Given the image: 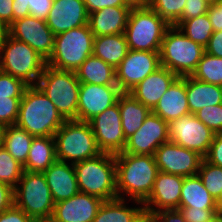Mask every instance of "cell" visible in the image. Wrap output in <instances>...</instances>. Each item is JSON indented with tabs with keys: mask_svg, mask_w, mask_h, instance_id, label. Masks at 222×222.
Segmentation results:
<instances>
[{
	"mask_svg": "<svg viewBox=\"0 0 222 222\" xmlns=\"http://www.w3.org/2000/svg\"><path fill=\"white\" fill-rule=\"evenodd\" d=\"M115 160L118 198L125 199L123 194H127L126 197H130L137 205L143 204L159 172L155 157L118 153L115 154Z\"/></svg>",
	"mask_w": 222,
	"mask_h": 222,
	"instance_id": "6da1fadb",
	"label": "cell"
},
{
	"mask_svg": "<svg viewBox=\"0 0 222 222\" xmlns=\"http://www.w3.org/2000/svg\"><path fill=\"white\" fill-rule=\"evenodd\" d=\"M65 121L37 85L27 87L20 100L18 127L34 137L54 136Z\"/></svg>",
	"mask_w": 222,
	"mask_h": 222,
	"instance_id": "7a4b0ae2",
	"label": "cell"
},
{
	"mask_svg": "<svg viewBox=\"0 0 222 222\" xmlns=\"http://www.w3.org/2000/svg\"><path fill=\"white\" fill-rule=\"evenodd\" d=\"M80 192L87 193L103 201L118 198L116 180V160L111 153L74 164Z\"/></svg>",
	"mask_w": 222,
	"mask_h": 222,
	"instance_id": "3957f363",
	"label": "cell"
},
{
	"mask_svg": "<svg viewBox=\"0 0 222 222\" xmlns=\"http://www.w3.org/2000/svg\"><path fill=\"white\" fill-rule=\"evenodd\" d=\"M46 60L30 45L6 33L0 39V70L21 79L29 86L36 85Z\"/></svg>",
	"mask_w": 222,
	"mask_h": 222,
	"instance_id": "277c9868",
	"label": "cell"
},
{
	"mask_svg": "<svg viewBox=\"0 0 222 222\" xmlns=\"http://www.w3.org/2000/svg\"><path fill=\"white\" fill-rule=\"evenodd\" d=\"M205 53V48L189 39L178 27L170 26L159 51L160 65L178 77L191 76Z\"/></svg>",
	"mask_w": 222,
	"mask_h": 222,
	"instance_id": "5b68a950",
	"label": "cell"
},
{
	"mask_svg": "<svg viewBox=\"0 0 222 222\" xmlns=\"http://www.w3.org/2000/svg\"><path fill=\"white\" fill-rule=\"evenodd\" d=\"M53 137L59 161L75 164L102 153L89 122L66 120Z\"/></svg>",
	"mask_w": 222,
	"mask_h": 222,
	"instance_id": "8992f818",
	"label": "cell"
},
{
	"mask_svg": "<svg viewBox=\"0 0 222 222\" xmlns=\"http://www.w3.org/2000/svg\"><path fill=\"white\" fill-rule=\"evenodd\" d=\"M65 120H78L80 82L75 72L45 66L38 83Z\"/></svg>",
	"mask_w": 222,
	"mask_h": 222,
	"instance_id": "52a82bcc",
	"label": "cell"
},
{
	"mask_svg": "<svg viewBox=\"0 0 222 222\" xmlns=\"http://www.w3.org/2000/svg\"><path fill=\"white\" fill-rule=\"evenodd\" d=\"M93 40L89 24L56 35L53 52L46 64L58 70L75 72L93 55Z\"/></svg>",
	"mask_w": 222,
	"mask_h": 222,
	"instance_id": "ba28073f",
	"label": "cell"
},
{
	"mask_svg": "<svg viewBox=\"0 0 222 222\" xmlns=\"http://www.w3.org/2000/svg\"><path fill=\"white\" fill-rule=\"evenodd\" d=\"M13 195L14 205L37 222L51 220L55 203L43 173L24 171Z\"/></svg>",
	"mask_w": 222,
	"mask_h": 222,
	"instance_id": "9c48e42d",
	"label": "cell"
},
{
	"mask_svg": "<svg viewBox=\"0 0 222 222\" xmlns=\"http://www.w3.org/2000/svg\"><path fill=\"white\" fill-rule=\"evenodd\" d=\"M170 25L149 6L131 9L125 28L129 50L160 51Z\"/></svg>",
	"mask_w": 222,
	"mask_h": 222,
	"instance_id": "30bf717a",
	"label": "cell"
},
{
	"mask_svg": "<svg viewBox=\"0 0 222 222\" xmlns=\"http://www.w3.org/2000/svg\"><path fill=\"white\" fill-rule=\"evenodd\" d=\"M168 135L170 141L195 151L204 158L215 134L194 114L189 113L168 123Z\"/></svg>",
	"mask_w": 222,
	"mask_h": 222,
	"instance_id": "8fae6325",
	"label": "cell"
},
{
	"mask_svg": "<svg viewBox=\"0 0 222 222\" xmlns=\"http://www.w3.org/2000/svg\"><path fill=\"white\" fill-rule=\"evenodd\" d=\"M160 66L159 51L129 50L115 68L116 83L122 92H129Z\"/></svg>",
	"mask_w": 222,
	"mask_h": 222,
	"instance_id": "7c38bea8",
	"label": "cell"
},
{
	"mask_svg": "<svg viewBox=\"0 0 222 222\" xmlns=\"http://www.w3.org/2000/svg\"><path fill=\"white\" fill-rule=\"evenodd\" d=\"M97 146L102 153L123 152L126 138L118 102L89 121Z\"/></svg>",
	"mask_w": 222,
	"mask_h": 222,
	"instance_id": "4fadbf2b",
	"label": "cell"
},
{
	"mask_svg": "<svg viewBox=\"0 0 222 222\" xmlns=\"http://www.w3.org/2000/svg\"><path fill=\"white\" fill-rule=\"evenodd\" d=\"M7 33L30 45L46 61L53 52L55 35L45 19L32 15L17 19L7 27Z\"/></svg>",
	"mask_w": 222,
	"mask_h": 222,
	"instance_id": "5bb4252c",
	"label": "cell"
},
{
	"mask_svg": "<svg viewBox=\"0 0 222 222\" xmlns=\"http://www.w3.org/2000/svg\"><path fill=\"white\" fill-rule=\"evenodd\" d=\"M154 157L159 171L183 177L196 175L203 160L197 152L170 140L156 149Z\"/></svg>",
	"mask_w": 222,
	"mask_h": 222,
	"instance_id": "9a60e30c",
	"label": "cell"
},
{
	"mask_svg": "<svg viewBox=\"0 0 222 222\" xmlns=\"http://www.w3.org/2000/svg\"><path fill=\"white\" fill-rule=\"evenodd\" d=\"M167 141L168 123L151 111L141 128L126 139L121 153L154 156L156 149Z\"/></svg>",
	"mask_w": 222,
	"mask_h": 222,
	"instance_id": "2e32d148",
	"label": "cell"
},
{
	"mask_svg": "<svg viewBox=\"0 0 222 222\" xmlns=\"http://www.w3.org/2000/svg\"><path fill=\"white\" fill-rule=\"evenodd\" d=\"M122 93L118 85L80 83L78 121L89 122L116 104Z\"/></svg>",
	"mask_w": 222,
	"mask_h": 222,
	"instance_id": "e0dca14e",
	"label": "cell"
},
{
	"mask_svg": "<svg viewBox=\"0 0 222 222\" xmlns=\"http://www.w3.org/2000/svg\"><path fill=\"white\" fill-rule=\"evenodd\" d=\"M182 184L183 176L159 171L149 197L143 202L147 219L162 209H178Z\"/></svg>",
	"mask_w": 222,
	"mask_h": 222,
	"instance_id": "ac0fdd59",
	"label": "cell"
},
{
	"mask_svg": "<svg viewBox=\"0 0 222 222\" xmlns=\"http://www.w3.org/2000/svg\"><path fill=\"white\" fill-rule=\"evenodd\" d=\"M102 203V199L79 191L55 203L50 222H93Z\"/></svg>",
	"mask_w": 222,
	"mask_h": 222,
	"instance_id": "d6986e66",
	"label": "cell"
},
{
	"mask_svg": "<svg viewBox=\"0 0 222 222\" xmlns=\"http://www.w3.org/2000/svg\"><path fill=\"white\" fill-rule=\"evenodd\" d=\"M88 17L83 0H54L45 20L56 36L72 28L88 24Z\"/></svg>",
	"mask_w": 222,
	"mask_h": 222,
	"instance_id": "ffe728a7",
	"label": "cell"
},
{
	"mask_svg": "<svg viewBox=\"0 0 222 222\" xmlns=\"http://www.w3.org/2000/svg\"><path fill=\"white\" fill-rule=\"evenodd\" d=\"M177 78L178 76L174 72L160 66L128 93L152 111Z\"/></svg>",
	"mask_w": 222,
	"mask_h": 222,
	"instance_id": "44dd1931",
	"label": "cell"
},
{
	"mask_svg": "<svg viewBox=\"0 0 222 222\" xmlns=\"http://www.w3.org/2000/svg\"><path fill=\"white\" fill-rule=\"evenodd\" d=\"M43 174L54 203L69 199L79 192L74 164L56 160Z\"/></svg>",
	"mask_w": 222,
	"mask_h": 222,
	"instance_id": "7402d4cb",
	"label": "cell"
},
{
	"mask_svg": "<svg viewBox=\"0 0 222 222\" xmlns=\"http://www.w3.org/2000/svg\"><path fill=\"white\" fill-rule=\"evenodd\" d=\"M130 10L127 6H110L89 13L88 24L94 37L124 33Z\"/></svg>",
	"mask_w": 222,
	"mask_h": 222,
	"instance_id": "603a6c76",
	"label": "cell"
},
{
	"mask_svg": "<svg viewBox=\"0 0 222 222\" xmlns=\"http://www.w3.org/2000/svg\"><path fill=\"white\" fill-rule=\"evenodd\" d=\"M152 112L167 123L190 113L187 102L185 76L178 77L172 83Z\"/></svg>",
	"mask_w": 222,
	"mask_h": 222,
	"instance_id": "cb8c5ba5",
	"label": "cell"
},
{
	"mask_svg": "<svg viewBox=\"0 0 222 222\" xmlns=\"http://www.w3.org/2000/svg\"><path fill=\"white\" fill-rule=\"evenodd\" d=\"M185 86L188 107L192 114L204 107L222 103V86L205 83L192 76H185Z\"/></svg>",
	"mask_w": 222,
	"mask_h": 222,
	"instance_id": "d4e9b609",
	"label": "cell"
},
{
	"mask_svg": "<svg viewBox=\"0 0 222 222\" xmlns=\"http://www.w3.org/2000/svg\"><path fill=\"white\" fill-rule=\"evenodd\" d=\"M142 205L130 208L121 198L103 201L93 222H144L147 217Z\"/></svg>",
	"mask_w": 222,
	"mask_h": 222,
	"instance_id": "484cf974",
	"label": "cell"
},
{
	"mask_svg": "<svg viewBox=\"0 0 222 222\" xmlns=\"http://www.w3.org/2000/svg\"><path fill=\"white\" fill-rule=\"evenodd\" d=\"M56 160L54 137H34L23 169L27 172L43 173Z\"/></svg>",
	"mask_w": 222,
	"mask_h": 222,
	"instance_id": "4316f807",
	"label": "cell"
},
{
	"mask_svg": "<svg viewBox=\"0 0 222 222\" xmlns=\"http://www.w3.org/2000/svg\"><path fill=\"white\" fill-rule=\"evenodd\" d=\"M129 52L124 33L96 36L93 40V55L116 68Z\"/></svg>",
	"mask_w": 222,
	"mask_h": 222,
	"instance_id": "83f0119b",
	"label": "cell"
},
{
	"mask_svg": "<svg viewBox=\"0 0 222 222\" xmlns=\"http://www.w3.org/2000/svg\"><path fill=\"white\" fill-rule=\"evenodd\" d=\"M117 102L121 113L123 132L127 139L141 128L151 110L128 92H123Z\"/></svg>",
	"mask_w": 222,
	"mask_h": 222,
	"instance_id": "f1b7e54d",
	"label": "cell"
},
{
	"mask_svg": "<svg viewBox=\"0 0 222 222\" xmlns=\"http://www.w3.org/2000/svg\"><path fill=\"white\" fill-rule=\"evenodd\" d=\"M75 74L80 83L117 85L115 68L94 55H90Z\"/></svg>",
	"mask_w": 222,
	"mask_h": 222,
	"instance_id": "f546056e",
	"label": "cell"
},
{
	"mask_svg": "<svg viewBox=\"0 0 222 222\" xmlns=\"http://www.w3.org/2000/svg\"><path fill=\"white\" fill-rule=\"evenodd\" d=\"M179 207H195L197 209H218L216 200L204 187L198 174L183 177Z\"/></svg>",
	"mask_w": 222,
	"mask_h": 222,
	"instance_id": "4dcf8cb0",
	"label": "cell"
},
{
	"mask_svg": "<svg viewBox=\"0 0 222 222\" xmlns=\"http://www.w3.org/2000/svg\"><path fill=\"white\" fill-rule=\"evenodd\" d=\"M34 136L16 124L4 128L2 147L21 165L26 163Z\"/></svg>",
	"mask_w": 222,
	"mask_h": 222,
	"instance_id": "1f68e13d",
	"label": "cell"
},
{
	"mask_svg": "<svg viewBox=\"0 0 222 222\" xmlns=\"http://www.w3.org/2000/svg\"><path fill=\"white\" fill-rule=\"evenodd\" d=\"M177 27L189 39L202 45L204 48L208 45L209 39L214 32L207 13L198 17L184 20Z\"/></svg>",
	"mask_w": 222,
	"mask_h": 222,
	"instance_id": "d6a6232c",
	"label": "cell"
},
{
	"mask_svg": "<svg viewBox=\"0 0 222 222\" xmlns=\"http://www.w3.org/2000/svg\"><path fill=\"white\" fill-rule=\"evenodd\" d=\"M191 76L205 83L222 86V58L205 52Z\"/></svg>",
	"mask_w": 222,
	"mask_h": 222,
	"instance_id": "836d02e7",
	"label": "cell"
},
{
	"mask_svg": "<svg viewBox=\"0 0 222 222\" xmlns=\"http://www.w3.org/2000/svg\"><path fill=\"white\" fill-rule=\"evenodd\" d=\"M23 172V165L16 161L4 147L0 146V183L14 189Z\"/></svg>",
	"mask_w": 222,
	"mask_h": 222,
	"instance_id": "e575fe53",
	"label": "cell"
},
{
	"mask_svg": "<svg viewBox=\"0 0 222 222\" xmlns=\"http://www.w3.org/2000/svg\"><path fill=\"white\" fill-rule=\"evenodd\" d=\"M197 174L204 187L217 200L222 190V167L213 165L203 158Z\"/></svg>",
	"mask_w": 222,
	"mask_h": 222,
	"instance_id": "d590c367",
	"label": "cell"
},
{
	"mask_svg": "<svg viewBox=\"0 0 222 222\" xmlns=\"http://www.w3.org/2000/svg\"><path fill=\"white\" fill-rule=\"evenodd\" d=\"M186 0H149V7L160 15L170 26L182 16Z\"/></svg>",
	"mask_w": 222,
	"mask_h": 222,
	"instance_id": "8d00e7d4",
	"label": "cell"
},
{
	"mask_svg": "<svg viewBox=\"0 0 222 222\" xmlns=\"http://www.w3.org/2000/svg\"><path fill=\"white\" fill-rule=\"evenodd\" d=\"M28 86L21 79L0 70V97L23 98Z\"/></svg>",
	"mask_w": 222,
	"mask_h": 222,
	"instance_id": "74e56055",
	"label": "cell"
},
{
	"mask_svg": "<svg viewBox=\"0 0 222 222\" xmlns=\"http://www.w3.org/2000/svg\"><path fill=\"white\" fill-rule=\"evenodd\" d=\"M214 134L222 133V103L204 107L194 114Z\"/></svg>",
	"mask_w": 222,
	"mask_h": 222,
	"instance_id": "f35d334b",
	"label": "cell"
},
{
	"mask_svg": "<svg viewBox=\"0 0 222 222\" xmlns=\"http://www.w3.org/2000/svg\"><path fill=\"white\" fill-rule=\"evenodd\" d=\"M22 98L0 97V124L4 127L15 125L19 116Z\"/></svg>",
	"mask_w": 222,
	"mask_h": 222,
	"instance_id": "ab89813d",
	"label": "cell"
},
{
	"mask_svg": "<svg viewBox=\"0 0 222 222\" xmlns=\"http://www.w3.org/2000/svg\"><path fill=\"white\" fill-rule=\"evenodd\" d=\"M209 5L210 4L205 0H186L182 16L173 26L177 27L184 20L206 14L208 12Z\"/></svg>",
	"mask_w": 222,
	"mask_h": 222,
	"instance_id": "60d3db41",
	"label": "cell"
},
{
	"mask_svg": "<svg viewBox=\"0 0 222 222\" xmlns=\"http://www.w3.org/2000/svg\"><path fill=\"white\" fill-rule=\"evenodd\" d=\"M186 222H206L219 209H197L195 207H179L178 208Z\"/></svg>",
	"mask_w": 222,
	"mask_h": 222,
	"instance_id": "b9f144b4",
	"label": "cell"
},
{
	"mask_svg": "<svg viewBox=\"0 0 222 222\" xmlns=\"http://www.w3.org/2000/svg\"><path fill=\"white\" fill-rule=\"evenodd\" d=\"M25 2V8L30 9V15L46 19L50 12L54 0H23Z\"/></svg>",
	"mask_w": 222,
	"mask_h": 222,
	"instance_id": "7bdbcfd3",
	"label": "cell"
},
{
	"mask_svg": "<svg viewBox=\"0 0 222 222\" xmlns=\"http://www.w3.org/2000/svg\"><path fill=\"white\" fill-rule=\"evenodd\" d=\"M204 159L213 165L222 167V133L214 135L212 144Z\"/></svg>",
	"mask_w": 222,
	"mask_h": 222,
	"instance_id": "ee69618b",
	"label": "cell"
},
{
	"mask_svg": "<svg viewBox=\"0 0 222 222\" xmlns=\"http://www.w3.org/2000/svg\"><path fill=\"white\" fill-rule=\"evenodd\" d=\"M0 222H37L16 205H12L0 213Z\"/></svg>",
	"mask_w": 222,
	"mask_h": 222,
	"instance_id": "f6af8a7d",
	"label": "cell"
},
{
	"mask_svg": "<svg viewBox=\"0 0 222 222\" xmlns=\"http://www.w3.org/2000/svg\"><path fill=\"white\" fill-rule=\"evenodd\" d=\"M151 222H186L179 209H162L154 213Z\"/></svg>",
	"mask_w": 222,
	"mask_h": 222,
	"instance_id": "bcb514c9",
	"label": "cell"
},
{
	"mask_svg": "<svg viewBox=\"0 0 222 222\" xmlns=\"http://www.w3.org/2000/svg\"><path fill=\"white\" fill-rule=\"evenodd\" d=\"M207 15L214 31H222V0L210 4Z\"/></svg>",
	"mask_w": 222,
	"mask_h": 222,
	"instance_id": "7dc6e473",
	"label": "cell"
},
{
	"mask_svg": "<svg viewBox=\"0 0 222 222\" xmlns=\"http://www.w3.org/2000/svg\"><path fill=\"white\" fill-rule=\"evenodd\" d=\"M205 52L209 55L222 58V31H214L209 39Z\"/></svg>",
	"mask_w": 222,
	"mask_h": 222,
	"instance_id": "c3c4849f",
	"label": "cell"
},
{
	"mask_svg": "<svg viewBox=\"0 0 222 222\" xmlns=\"http://www.w3.org/2000/svg\"><path fill=\"white\" fill-rule=\"evenodd\" d=\"M86 10L89 13L101 10L110 6H125L122 0H83Z\"/></svg>",
	"mask_w": 222,
	"mask_h": 222,
	"instance_id": "681fc988",
	"label": "cell"
},
{
	"mask_svg": "<svg viewBox=\"0 0 222 222\" xmlns=\"http://www.w3.org/2000/svg\"><path fill=\"white\" fill-rule=\"evenodd\" d=\"M14 189L10 186L0 183V213L14 204Z\"/></svg>",
	"mask_w": 222,
	"mask_h": 222,
	"instance_id": "f907efd6",
	"label": "cell"
},
{
	"mask_svg": "<svg viewBox=\"0 0 222 222\" xmlns=\"http://www.w3.org/2000/svg\"><path fill=\"white\" fill-rule=\"evenodd\" d=\"M13 0H0V20L8 27L14 21Z\"/></svg>",
	"mask_w": 222,
	"mask_h": 222,
	"instance_id": "816d5d0a",
	"label": "cell"
},
{
	"mask_svg": "<svg viewBox=\"0 0 222 222\" xmlns=\"http://www.w3.org/2000/svg\"><path fill=\"white\" fill-rule=\"evenodd\" d=\"M12 10L14 21L30 15V9L25 8V2L23 0H13Z\"/></svg>",
	"mask_w": 222,
	"mask_h": 222,
	"instance_id": "f5cc1de1",
	"label": "cell"
},
{
	"mask_svg": "<svg viewBox=\"0 0 222 222\" xmlns=\"http://www.w3.org/2000/svg\"><path fill=\"white\" fill-rule=\"evenodd\" d=\"M122 2L130 9L145 8L149 5V0H122Z\"/></svg>",
	"mask_w": 222,
	"mask_h": 222,
	"instance_id": "db71d44e",
	"label": "cell"
},
{
	"mask_svg": "<svg viewBox=\"0 0 222 222\" xmlns=\"http://www.w3.org/2000/svg\"><path fill=\"white\" fill-rule=\"evenodd\" d=\"M206 222H222V211H218Z\"/></svg>",
	"mask_w": 222,
	"mask_h": 222,
	"instance_id": "11a10c76",
	"label": "cell"
},
{
	"mask_svg": "<svg viewBox=\"0 0 222 222\" xmlns=\"http://www.w3.org/2000/svg\"><path fill=\"white\" fill-rule=\"evenodd\" d=\"M7 33V27L0 20V39Z\"/></svg>",
	"mask_w": 222,
	"mask_h": 222,
	"instance_id": "9f6ffc18",
	"label": "cell"
},
{
	"mask_svg": "<svg viewBox=\"0 0 222 222\" xmlns=\"http://www.w3.org/2000/svg\"><path fill=\"white\" fill-rule=\"evenodd\" d=\"M216 205H217L219 211H222V190L220 192L218 199L216 200Z\"/></svg>",
	"mask_w": 222,
	"mask_h": 222,
	"instance_id": "6f0895ef",
	"label": "cell"
},
{
	"mask_svg": "<svg viewBox=\"0 0 222 222\" xmlns=\"http://www.w3.org/2000/svg\"><path fill=\"white\" fill-rule=\"evenodd\" d=\"M4 128L5 127L0 124V146H2V139H3Z\"/></svg>",
	"mask_w": 222,
	"mask_h": 222,
	"instance_id": "680465c9",
	"label": "cell"
},
{
	"mask_svg": "<svg viewBox=\"0 0 222 222\" xmlns=\"http://www.w3.org/2000/svg\"><path fill=\"white\" fill-rule=\"evenodd\" d=\"M209 4H215L218 0H205Z\"/></svg>",
	"mask_w": 222,
	"mask_h": 222,
	"instance_id": "91938a15",
	"label": "cell"
}]
</instances>
